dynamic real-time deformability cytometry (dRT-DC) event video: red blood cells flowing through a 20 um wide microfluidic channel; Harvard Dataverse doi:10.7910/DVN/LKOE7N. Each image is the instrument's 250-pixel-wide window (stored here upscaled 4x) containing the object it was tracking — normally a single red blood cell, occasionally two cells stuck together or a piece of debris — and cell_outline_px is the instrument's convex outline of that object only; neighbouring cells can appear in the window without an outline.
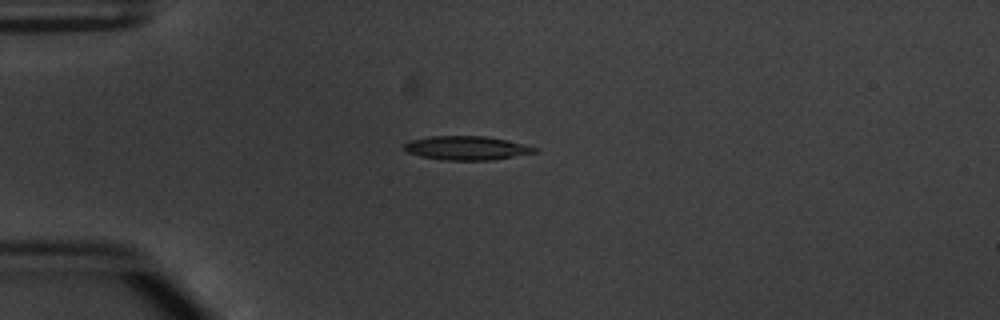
{"species": "common noctule bat (a hibernating species)", "species_latin": "Nyctalus noctula", "temperature_condition": "warm", "stored_images_in_passage": 40, "camera_frame_rate_fps": 3000, "um_per_image_px": 0.085, "animal": {"sex": "male", "body_mass_g": 20.1, "forearm_length_mm": 53.5}, "frame": {"image": 1, "passage_image": 1, "time_ms": 0.0, "image_size_px": [1000, 320], "cell_outline_px": [[540, 152], [492, 160], [444, 160], [420, 156], [408, 152], [404, 148], [404, 144], [408, 140], [432, 136], [484, 136], [508, 140], [540, 148]], "centroid_in_image_um": [39.72, 12.58], "position_along_channel_um": 45.3, "area_um2": 18.32}}
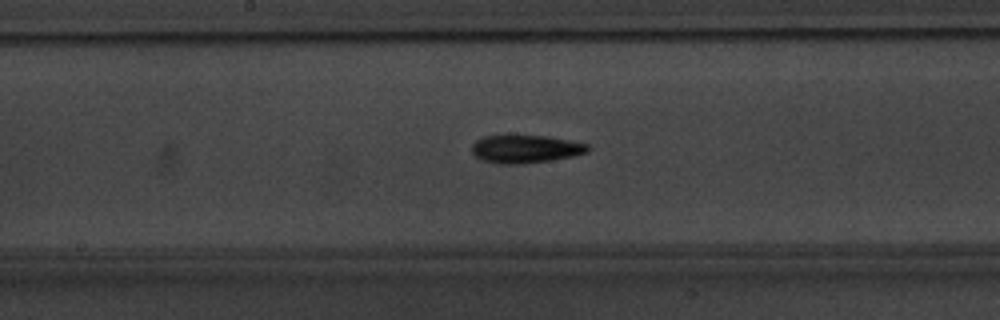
{"frame": {"image": 2, "passage_image": 15, "time_ms": 4.667, "image_size_px": [1000, 320], "cell_outline_px": [[592, 148], [588, 152], [572, 156], [552, 160], [520, 164], [500, 164], [480, 160], [472, 152], [472, 144], [476, 140], [484, 136], [544, 136], [568, 140], [588, 144]], "centroid_in_image_um": [44.67, 12.67], "position_along_channel_um": 203.5, "area_um2": 18.84}}
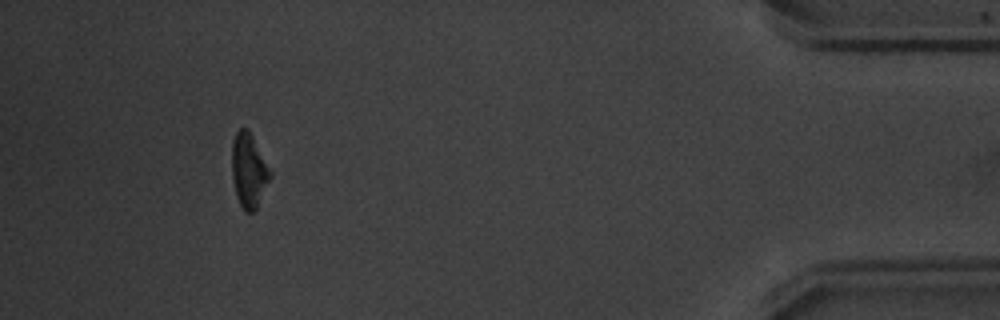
{"frame": {"image": 3, "passage_image": 36, "time_ms": 11.667, "image_size_px": [1000, 320], "cell_outline_px": [[272, 176], [256, 208], [252, 212], [244, 212], [236, 196], [232, 180], [232, 140], [236, 132], [240, 128], [248, 128], [272, 172]], "centroid_in_image_um": [21.14, 14.48], "position_along_channel_um": 414.1, "area_um2": 16.65}, "authors_computed_cell_mechanics": {"area_um2": 17.5134, "velocity_mm_per_s": 3.8452, "shape_relaxation_time_tau1_ms": 3.4407, "shape_relaxation_time_tau2_ms": 3.6392, "deformation_change_tau1": 0.1618, "deformation_change_tau2": 0.1312}}